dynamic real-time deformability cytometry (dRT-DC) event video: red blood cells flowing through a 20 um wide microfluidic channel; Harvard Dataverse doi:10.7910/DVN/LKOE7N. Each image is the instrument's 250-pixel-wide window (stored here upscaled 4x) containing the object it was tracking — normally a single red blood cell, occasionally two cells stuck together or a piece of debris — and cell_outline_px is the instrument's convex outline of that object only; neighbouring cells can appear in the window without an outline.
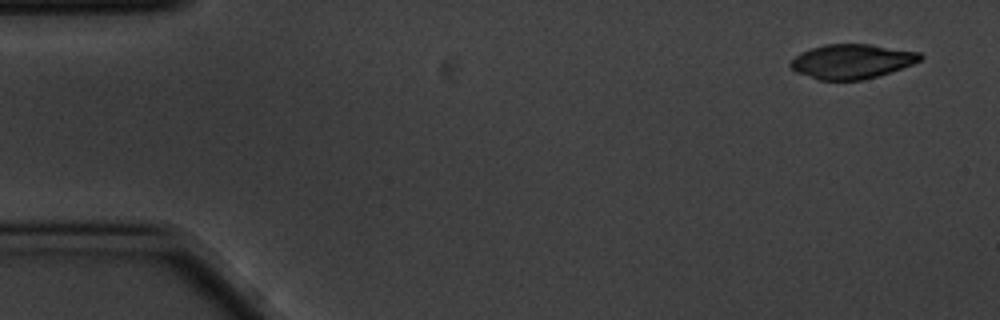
{"species": "common noctule bat (a hibernating species)", "species_latin": "Nyctalus noctula", "temperature_condition": "cold", "stored_images_in_passage": 5, "segment_of_instrument_passage": [1, 2], "camera_frame_rate_fps": 3000, "um_per_image_px": 0.085, "animal": {"sex": "male", "body_mass_g": 20.1, "forearm_length_mm": 53.5}, "frame": {"image": 1, "passage_image": 1, "time_ms": 0.0, "image_size_px": [1000, 320], "cell_outline_px": [[924, 56], [920, 60], [912, 64], [864, 80], [816, 80], [796, 72], [788, 64], [800, 52], [824, 44], [868, 44], [920, 52]], "centroid_in_image_um": [72.37, 5.22], "position_along_channel_um": 12.6, "area_um2": 25.95}}
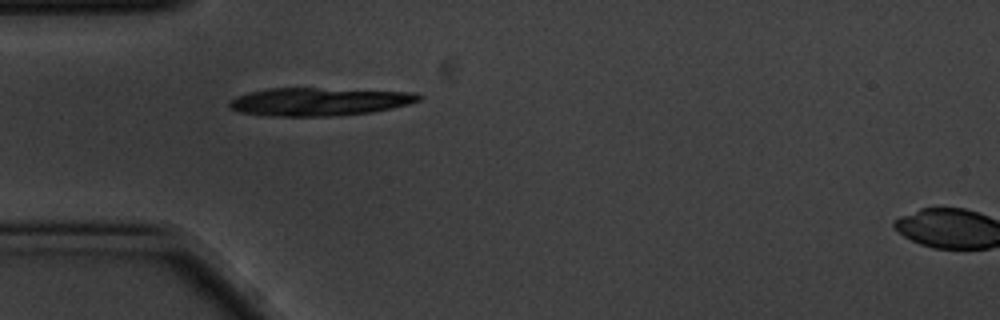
{"frame": {"image": 2, "passage_image": 4, "time_ms": 1.0, "image_size_px": [1000, 320], "cell_outline_px": [[424, 96], [420, 100], [408, 104], [392, 108], [372, 112], [332, 116], [268, 116], [240, 112], [232, 108], [228, 104], [236, 96], [248, 92], [268, 88], [316, 88], [416, 92]], "centroid_in_image_um": [27.14, 8.63], "position_along_channel_um": 57.9, "area_um2": 30.98}}